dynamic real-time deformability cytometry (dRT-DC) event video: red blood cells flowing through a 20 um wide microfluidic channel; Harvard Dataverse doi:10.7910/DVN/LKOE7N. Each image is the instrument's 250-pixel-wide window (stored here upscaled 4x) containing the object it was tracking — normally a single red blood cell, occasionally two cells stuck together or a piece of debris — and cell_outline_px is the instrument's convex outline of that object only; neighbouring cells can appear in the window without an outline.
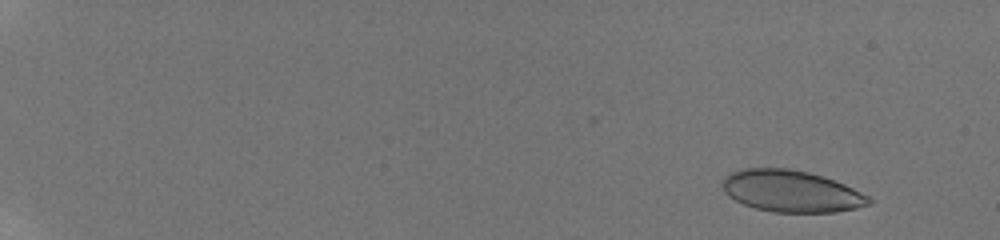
{"species": "human", "species_latin": "Homo sapiens", "temperature_condition": "room temperature", "stored_images_in_passage": 52, "camera_frame_rate_fps": 3000, "um_per_image_px": 0.085, "donor": {"sex": "male"}, "frame": {"image": 1, "passage_image": 5, "time_ms": 1.667, "image_size_px": [1000, 240], "cell_outline_px": [[872, 200], [868, 204], [856, 208], [836, 212], [772, 212], [756, 208], [744, 204], [728, 196], [724, 192], [720, 180], [728, 172], [740, 168], [788, 168], [808, 172], [824, 176], [844, 184], [868, 196]], "centroid_in_image_um": [67.19, 16.23], "position_along_channel_um": 17.8, "area_um2": 35.78}}
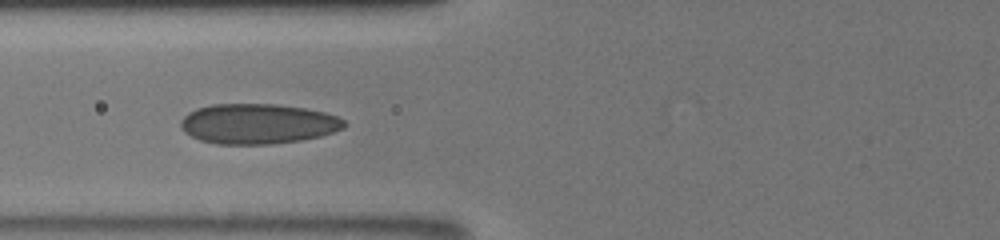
{"frame": {"image": 2, "passage_image": 25, "time_ms": 8.667, "image_size_px": [1000, 240], "cell_outline_px": [[348, 124], [344, 128], [320, 136], [300, 140], [272, 144], [216, 144], [200, 140], [184, 132], [180, 128], [180, 120], [188, 112], [196, 108], [212, 104], [276, 104], [304, 108], [324, 112], [336, 116], [344, 120]], "centroid_in_image_um": [21.89, 10.52], "position_along_channel_um": 103.9, "area_um2": 38.38}}
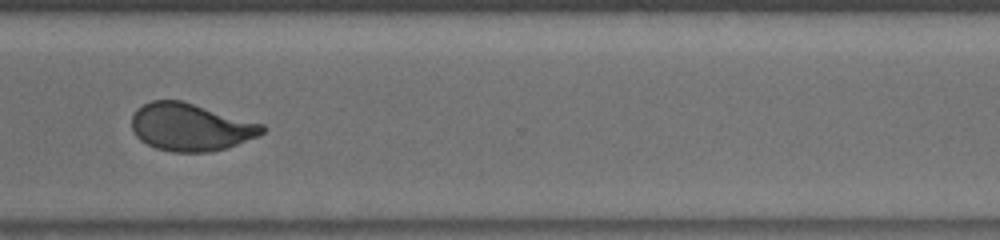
{"frame": {"image": 3, "passage_image": 51, "time_ms": 15.0, "image_size_px": [1000, 240], "cell_outline_px": [[268, 128], [260, 136], [224, 148], [208, 152], [172, 152], [156, 148], [140, 140], [136, 136], [132, 128], [132, 116], [136, 108], [152, 100], [180, 100], [264, 124]], "centroid_in_image_um": [16.21, 10.8], "position_along_channel_um": 354.4, "area_um2": 36.13}}